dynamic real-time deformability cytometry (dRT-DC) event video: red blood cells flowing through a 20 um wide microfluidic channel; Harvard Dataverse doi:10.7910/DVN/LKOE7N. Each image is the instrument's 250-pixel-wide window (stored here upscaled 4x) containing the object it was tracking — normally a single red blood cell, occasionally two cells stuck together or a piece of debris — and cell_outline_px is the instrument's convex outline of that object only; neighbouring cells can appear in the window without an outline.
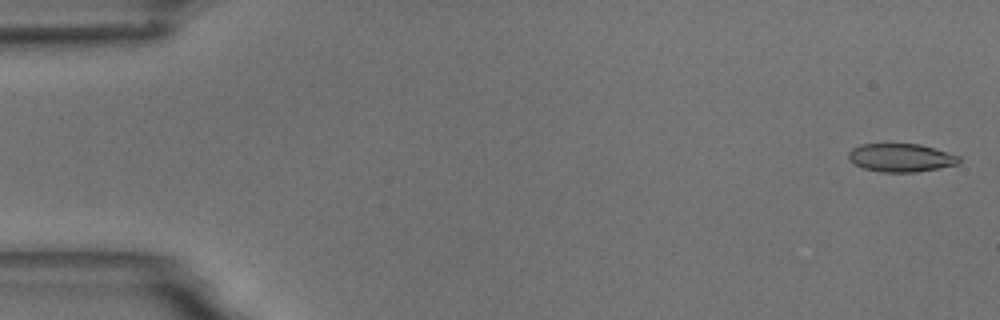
{"species": "common noctule bat (a hibernating species)", "species_latin": "Nyctalus noctula", "temperature_condition": "room temperature", "stored_images_in_passage": 58, "camera_frame_rate_fps": 3000, "um_per_image_px": 0.085, "animal": {"sex": "male", "body_mass_g": 18.8}, "frame": {"image": 1, "passage_image": 2, "time_ms": 0.333, "image_size_px": [1000, 320], "cell_outline_px": [[960, 164], [916, 172], [880, 172], [864, 168], [848, 160], [848, 152], [852, 148], [860, 144], [920, 144], [936, 148], [960, 156]], "centroid_in_image_um": [76.59, 13.4], "position_along_channel_um": 8.4, "area_um2": 18.32}}
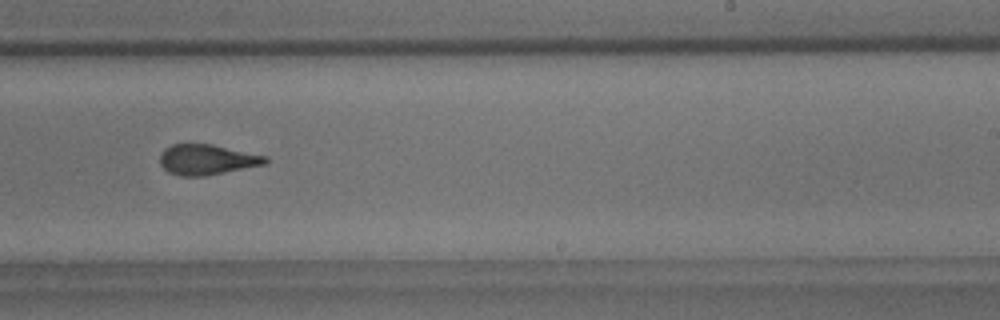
{"frame": {"image": 2, "passage_image": 36, "time_ms": 11.667, "image_size_px": [1000, 320], "cell_outline_px": [[268, 164], [204, 176], [180, 176], [168, 172], [160, 164], [160, 152], [164, 148], [172, 144], [212, 144], [268, 156]], "centroid_in_image_um": [17.6, 13.56], "position_along_channel_um": 271.4, "area_um2": 18.84}}
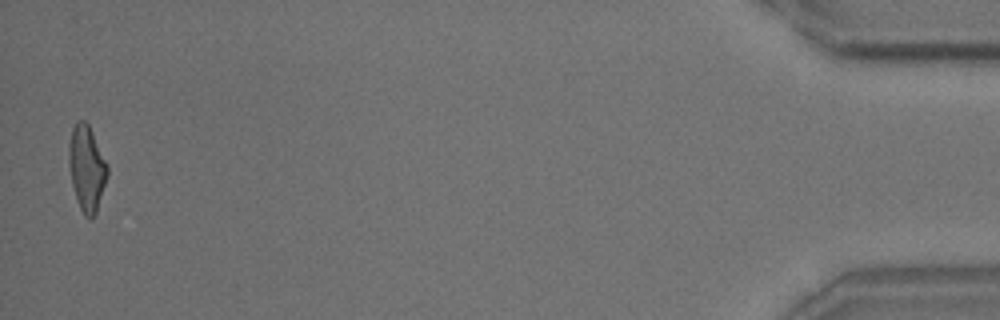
{"frame": {"image": 3, "passage_image": 57, "time_ms": 18.667, "image_size_px": [1000, 320], "cell_outline_px": [[108, 176], [96, 212], [88, 220], [84, 216], [76, 200], [72, 184], [68, 164], [68, 144], [72, 128], [76, 120], [84, 120], [88, 124], [92, 132], [108, 168]], "centroid_in_image_um": [7.34, 14.3], "position_along_channel_um": 427.9, "area_um2": 19.19}, "authors_computed_cell_mechanics": {"area_um2": 19.1896, "velocity_mm_per_s": 3.5348, "shape_relaxation_time_tau1_ms": 6.6384, "shape_relaxation_time_tau2_ms": 1.5958, "deformation_change_tau1": 0.2016, "deformation_change_tau2": 0.0902}}